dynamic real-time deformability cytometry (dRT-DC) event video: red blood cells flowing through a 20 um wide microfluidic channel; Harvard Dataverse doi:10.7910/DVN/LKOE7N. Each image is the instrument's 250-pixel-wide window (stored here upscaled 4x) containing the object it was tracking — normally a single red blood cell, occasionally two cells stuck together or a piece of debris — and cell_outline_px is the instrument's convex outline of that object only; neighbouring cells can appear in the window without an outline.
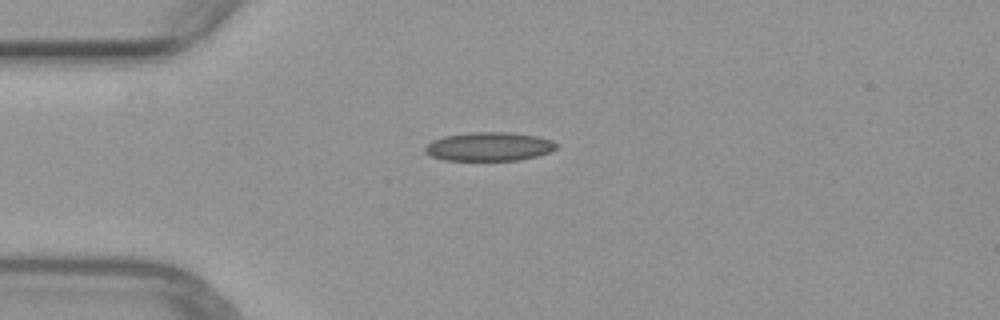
{"species": "common noctule bat (a hibernating species)", "species_latin": "Nyctalus noctula", "temperature_condition": "warm", "stored_images_in_passage": 3, "camera_frame_rate_fps": 3000, "um_per_image_px": 0.085, "animal": {"sex": "female", "body_mass_g": 29.2, "forearm_length_mm": 56.3}, "frame": {"image": 1, "passage_image": 3, "time_ms": 2.333, "image_size_px": [1000, 320], "cell_outline_px": [[556, 148], [548, 152], [536, 156], [520, 160], [444, 160], [432, 156], [424, 152], [424, 148], [432, 140], [444, 136], [472, 132], [512, 132], [536, 136], [552, 140], [556, 144]], "centroid_in_image_um": [41.55, 12.45], "position_along_channel_um": 43.5, "area_um2": 21.91}}